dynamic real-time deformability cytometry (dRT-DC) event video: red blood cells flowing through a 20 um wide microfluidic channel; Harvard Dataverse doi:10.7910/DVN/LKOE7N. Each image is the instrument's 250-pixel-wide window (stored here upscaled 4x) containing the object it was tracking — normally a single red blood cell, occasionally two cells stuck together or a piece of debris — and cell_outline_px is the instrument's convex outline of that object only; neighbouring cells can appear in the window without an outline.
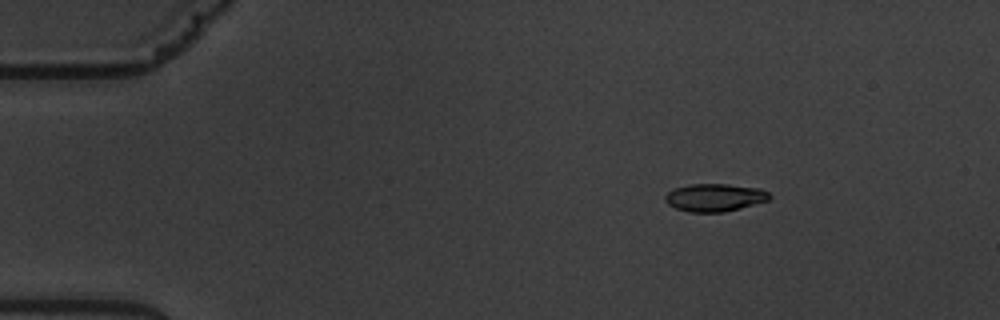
{"species": "common noctule bat (a hibernating species)", "species_latin": "Nyctalus noctula", "temperature_condition": "warm", "stored_images_in_passage": 10, "camera_frame_rate_fps": 3000, "um_per_image_px": 0.085, "animal": {"sex": "male", "body_mass_g": 19.5, "forearm_length_mm": 54.6}, "frame": {"image": 1, "passage_image": 2, "time_ms": 2.0, "image_size_px": [1000, 320], "cell_outline_px": [[772, 196], [768, 200], [740, 208], [724, 212], [688, 212], [676, 208], [668, 204], [664, 200], [664, 196], [668, 192], [676, 188], [688, 184], [728, 184], [760, 188], [768, 192]], "centroid_in_image_um": [60.74, 16.78], "position_along_channel_um": 24.3, "area_um2": 16.88}}
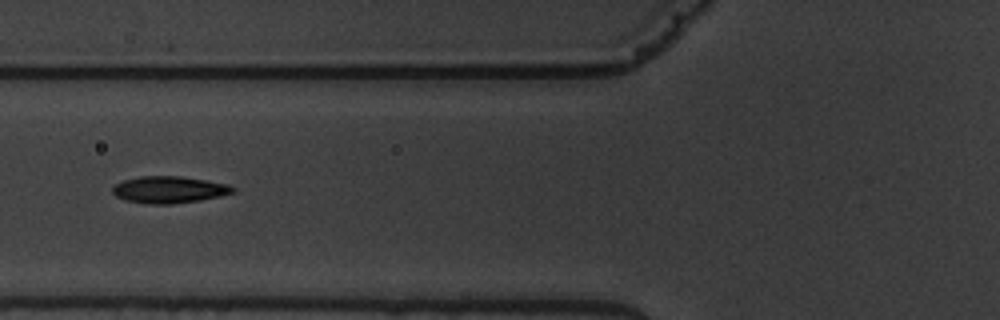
{"frame": {"image": 2, "passage_image": 6, "time_ms": 6.667, "image_size_px": [1000, 320], "cell_outline_px": [[236, 188], [232, 192], [220, 196], [200, 200], [172, 204], [148, 204], [124, 200], [116, 196], [112, 192], [112, 188], [116, 184], [124, 180], [140, 176], [180, 176], [228, 184]], "centroid_in_image_um": [14.35, 16.12], "position_along_channel_um": 111.5, "area_um2": 18.73}}
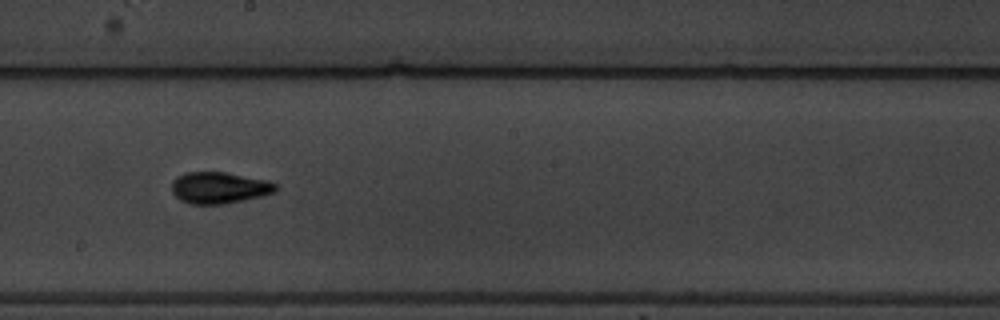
{"frame": {"image": 3, "passage_image": 9, "time_ms": 10.0, "image_size_px": [1000, 320], "cell_outline_px": [[276, 188], [272, 192], [260, 196], [244, 200], [224, 204], [192, 204], [180, 200], [172, 192], [172, 180], [176, 176], [184, 172], [224, 172], [264, 180], [276, 184]], "centroid_in_image_um": [18.55, 15.96], "position_along_channel_um": 229.6, "area_um2": 18.84}}